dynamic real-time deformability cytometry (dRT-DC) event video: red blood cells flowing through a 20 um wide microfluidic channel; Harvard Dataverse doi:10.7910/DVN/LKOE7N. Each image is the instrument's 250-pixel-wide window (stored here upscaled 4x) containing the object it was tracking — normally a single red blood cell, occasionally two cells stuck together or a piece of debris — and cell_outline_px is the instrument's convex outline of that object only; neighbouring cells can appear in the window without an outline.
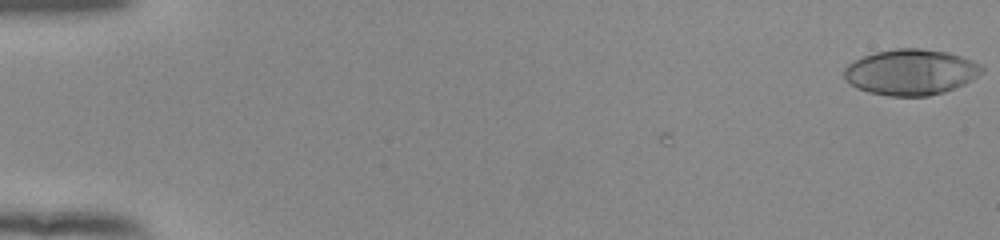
{"species": "human", "species_latin": "Homo sapiens", "temperature_condition": "room temperature", "stored_images_in_passage": 54, "camera_frame_rate_fps": 3000, "um_per_image_px": 0.085, "donor": {"sex": "female"}, "frame": {"image": 1, "passage_image": 1, "time_ms": 0.0, "image_size_px": [1000, 240], "cell_outline_px": [[984, 72], [972, 80], [964, 84], [944, 92], [928, 96], [888, 96], [868, 92], [856, 88], [844, 80], [844, 68], [848, 64], [864, 56], [876, 52], [896, 48], [920, 48], [948, 52], [984, 64]], "centroid_in_image_um": [77.44, 6.13], "position_along_channel_um": 7.6, "area_um2": 37.05}}
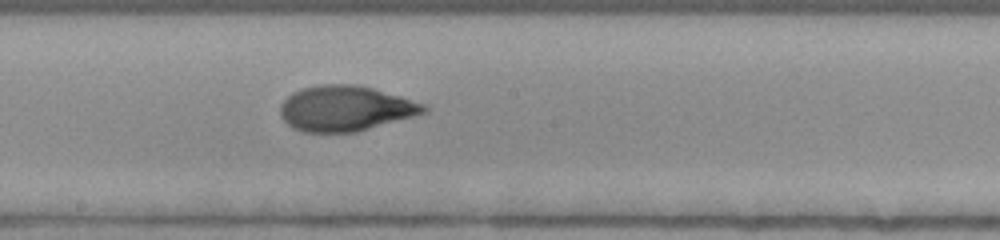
{"frame": {"image": 2, "passage_image": 31, "time_ms": 10.0, "image_size_px": [1000, 240], "cell_outline_px": [[428, 112], [356, 132], [304, 132], [292, 128], [280, 116], [280, 104], [292, 92], [304, 88], [320, 84], [356, 84], [372, 88], [428, 104]], "centroid_in_image_um": [29.37, 9.21], "position_along_channel_um": 218.8, "area_um2": 38.03}}
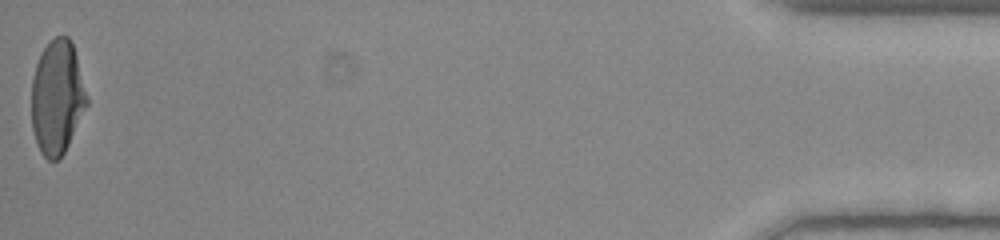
{"frame": {"image": 3, "passage_image": 54, "time_ms": 17.667, "image_size_px": [1000, 240], "cell_outline_px": [[88, 104], [64, 152], [56, 160], [48, 160], [40, 152], [36, 144], [32, 128], [32, 80], [36, 64], [44, 48], [56, 36], [68, 36], [72, 44], [76, 56], [88, 100]], "centroid_in_image_um": [4.84, 8.3], "position_along_channel_um": 430.4, "area_um2": 36.24}, "authors_computed_cell_mechanics": {"area_um2": 36.9342, "velocity_mm_per_s": 3.9228, "shape_relaxation_time_tau1_ms": 5.5364, "shape_relaxation_time_tau2_ms": 1.0484, "deformation_change_tau1": 0.2218, "deformation_change_tau2": 0.0649}}